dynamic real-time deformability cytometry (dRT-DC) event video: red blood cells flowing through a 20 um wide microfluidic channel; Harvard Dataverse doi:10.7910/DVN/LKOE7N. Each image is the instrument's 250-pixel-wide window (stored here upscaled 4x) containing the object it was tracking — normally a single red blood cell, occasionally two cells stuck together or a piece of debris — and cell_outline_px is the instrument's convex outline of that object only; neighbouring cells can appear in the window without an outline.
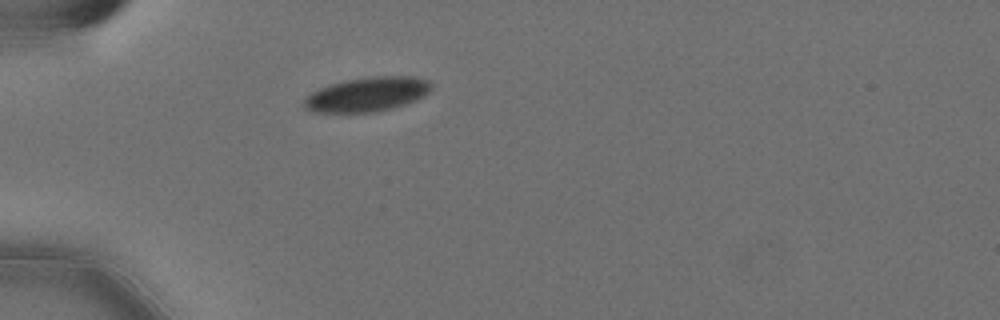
{"species": "Egyptian fruit bat (a non-hibernating species)", "species_latin": "Rousettus aegyptiacus", "temperature_condition": "cold", "stored_images_in_passage": 41, "camera_frame_rate_fps": 3000, "um_per_image_px": 0.085, "animal": {"sex": "female"}, "frame": {"image": 1, "passage_image": 1, "time_ms": 0.0, "image_size_px": [1000, 320], "cell_outline_px": [[432, 88], [424, 96], [416, 100], [392, 108], [376, 112], [308, 112], [304, 108], [304, 100], [312, 92], [320, 88], [332, 84], [348, 80], [368, 76], [416, 76], [428, 80], [432, 84]], "centroid_in_image_um": [31.24, 8.02], "position_along_channel_um": 53.8, "area_um2": 25.49}}
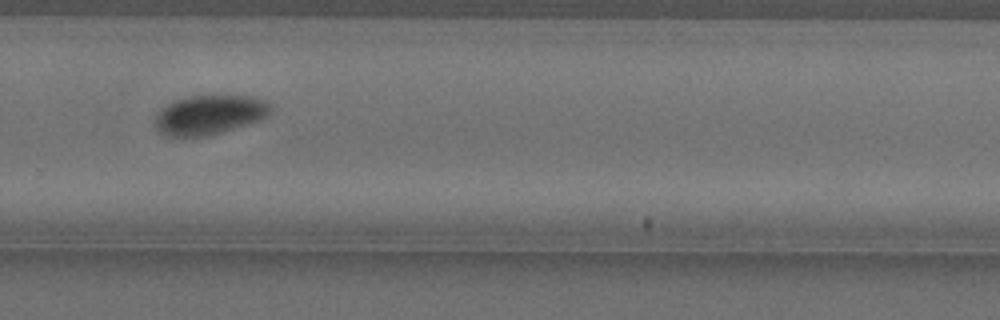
{"frame": {"image": 2, "passage_image": 24, "time_ms": 7.667, "image_size_px": [1000, 320], "cell_outline_px": [[272, 112], [268, 116], [260, 120], [248, 124], [220, 132], [204, 136], [168, 136], [156, 132], [156, 116], [160, 108], [176, 100], [188, 96], [252, 96], [268, 100], [272, 104]], "centroid_in_image_um": [17.84, 9.75], "position_along_channel_um": 312.0, "area_um2": 26.65}}
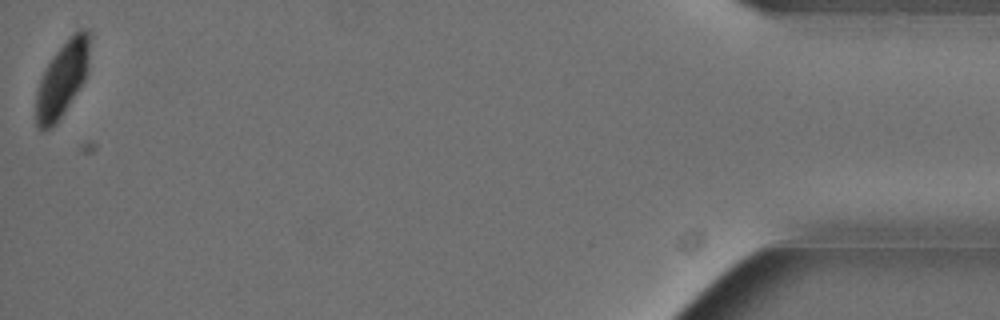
{"frame": {"image": 3, "passage_image": 41, "time_ms": 13.333, "image_size_px": [1000, 320], "cell_outline_px": [[88, 72], [84, 80], [64, 112], [56, 124], [52, 128], [44, 132], [40, 132], [36, 128], [36, 92], [40, 80], [52, 56], [80, 28], [84, 28], [88, 32]], "centroid_in_image_um": [5.25, 6.83], "position_along_channel_um": 429.9, "area_um2": 23.06}, "authors_computed_cell_mechanics": {"area_um2": 26.9926, "velocity_mm_per_s": 3.5598, "shape_relaxation_time_tau1_ms": 4.7021, "shape_relaxation_time_tau2_ms": null, "deformation_change_tau1": 0.0988, "deformation_change_tau2": null}}